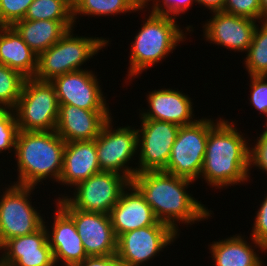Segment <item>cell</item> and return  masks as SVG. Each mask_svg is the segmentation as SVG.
Masks as SVG:
<instances>
[{
  "instance_id": "cell-22",
  "label": "cell",
  "mask_w": 267,
  "mask_h": 266,
  "mask_svg": "<svg viewBox=\"0 0 267 266\" xmlns=\"http://www.w3.org/2000/svg\"><path fill=\"white\" fill-rule=\"evenodd\" d=\"M252 243L247 242L241 234L233 235L227 239H222L209 244V250L215 266H264L261 257L256 253L258 251L267 252V249L252 237Z\"/></svg>"
},
{
  "instance_id": "cell-1",
  "label": "cell",
  "mask_w": 267,
  "mask_h": 266,
  "mask_svg": "<svg viewBox=\"0 0 267 266\" xmlns=\"http://www.w3.org/2000/svg\"><path fill=\"white\" fill-rule=\"evenodd\" d=\"M193 182L164 171L139 172L130 180L158 221L170 226L177 234H180V222L192 225L212 217L211 210L187 193V187Z\"/></svg>"
},
{
  "instance_id": "cell-11",
  "label": "cell",
  "mask_w": 267,
  "mask_h": 266,
  "mask_svg": "<svg viewBox=\"0 0 267 266\" xmlns=\"http://www.w3.org/2000/svg\"><path fill=\"white\" fill-rule=\"evenodd\" d=\"M137 129V173L164 171L180 126L153 119H140Z\"/></svg>"
},
{
  "instance_id": "cell-9",
  "label": "cell",
  "mask_w": 267,
  "mask_h": 266,
  "mask_svg": "<svg viewBox=\"0 0 267 266\" xmlns=\"http://www.w3.org/2000/svg\"><path fill=\"white\" fill-rule=\"evenodd\" d=\"M112 119L96 138L98 163L101 171L118 173L130 181L137 173L136 167L128 166L130 161L137 160V128L128 125L113 129Z\"/></svg>"
},
{
  "instance_id": "cell-32",
  "label": "cell",
  "mask_w": 267,
  "mask_h": 266,
  "mask_svg": "<svg viewBox=\"0 0 267 266\" xmlns=\"http://www.w3.org/2000/svg\"><path fill=\"white\" fill-rule=\"evenodd\" d=\"M150 1H153L151 13L165 15L175 19H177V16L189 10L192 4H197L196 0H143V6L147 8Z\"/></svg>"
},
{
  "instance_id": "cell-15",
  "label": "cell",
  "mask_w": 267,
  "mask_h": 266,
  "mask_svg": "<svg viewBox=\"0 0 267 266\" xmlns=\"http://www.w3.org/2000/svg\"><path fill=\"white\" fill-rule=\"evenodd\" d=\"M259 21L236 16L223 11L213 12L212 18L203 25L204 37L218 46L247 52Z\"/></svg>"
},
{
  "instance_id": "cell-8",
  "label": "cell",
  "mask_w": 267,
  "mask_h": 266,
  "mask_svg": "<svg viewBox=\"0 0 267 266\" xmlns=\"http://www.w3.org/2000/svg\"><path fill=\"white\" fill-rule=\"evenodd\" d=\"M4 189L0 196V247L11 238L36 232L45 220L29 197L35 187L11 184Z\"/></svg>"
},
{
  "instance_id": "cell-19",
  "label": "cell",
  "mask_w": 267,
  "mask_h": 266,
  "mask_svg": "<svg viewBox=\"0 0 267 266\" xmlns=\"http://www.w3.org/2000/svg\"><path fill=\"white\" fill-rule=\"evenodd\" d=\"M146 96L149 109L140 110V119L166 121L178 126L189 125L196 121L193 119L195 115L191 98L178 89H155L149 91Z\"/></svg>"
},
{
  "instance_id": "cell-23",
  "label": "cell",
  "mask_w": 267,
  "mask_h": 266,
  "mask_svg": "<svg viewBox=\"0 0 267 266\" xmlns=\"http://www.w3.org/2000/svg\"><path fill=\"white\" fill-rule=\"evenodd\" d=\"M74 20H26L16 21L12 27L31 50L39 56L57 43L69 30L74 28Z\"/></svg>"
},
{
  "instance_id": "cell-31",
  "label": "cell",
  "mask_w": 267,
  "mask_h": 266,
  "mask_svg": "<svg viewBox=\"0 0 267 266\" xmlns=\"http://www.w3.org/2000/svg\"><path fill=\"white\" fill-rule=\"evenodd\" d=\"M222 11L262 22L260 0H225Z\"/></svg>"
},
{
  "instance_id": "cell-36",
  "label": "cell",
  "mask_w": 267,
  "mask_h": 266,
  "mask_svg": "<svg viewBox=\"0 0 267 266\" xmlns=\"http://www.w3.org/2000/svg\"><path fill=\"white\" fill-rule=\"evenodd\" d=\"M76 266H124L117 254L109 256H88Z\"/></svg>"
},
{
  "instance_id": "cell-30",
  "label": "cell",
  "mask_w": 267,
  "mask_h": 266,
  "mask_svg": "<svg viewBox=\"0 0 267 266\" xmlns=\"http://www.w3.org/2000/svg\"><path fill=\"white\" fill-rule=\"evenodd\" d=\"M34 0H0V26H12L22 20Z\"/></svg>"
},
{
  "instance_id": "cell-34",
  "label": "cell",
  "mask_w": 267,
  "mask_h": 266,
  "mask_svg": "<svg viewBox=\"0 0 267 266\" xmlns=\"http://www.w3.org/2000/svg\"><path fill=\"white\" fill-rule=\"evenodd\" d=\"M264 126L265 130L259 134L255 145L250 148L249 165L250 169L255 166L258 170L267 172V125Z\"/></svg>"
},
{
  "instance_id": "cell-29",
  "label": "cell",
  "mask_w": 267,
  "mask_h": 266,
  "mask_svg": "<svg viewBox=\"0 0 267 266\" xmlns=\"http://www.w3.org/2000/svg\"><path fill=\"white\" fill-rule=\"evenodd\" d=\"M18 131L14 109L0 108V153L15 151Z\"/></svg>"
},
{
  "instance_id": "cell-33",
  "label": "cell",
  "mask_w": 267,
  "mask_h": 266,
  "mask_svg": "<svg viewBox=\"0 0 267 266\" xmlns=\"http://www.w3.org/2000/svg\"><path fill=\"white\" fill-rule=\"evenodd\" d=\"M250 105L267 116V76H250ZM264 125H267V121Z\"/></svg>"
},
{
  "instance_id": "cell-38",
  "label": "cell",
  "mask_w": 267,
  "mask_h": 266,
  "mask_svg": "<svg viewBox=\"0 0 267 266\" xmlns=\"http://www.w3.org/2000/svg\"><path fill=\"white\" fill-rule=\"evenodd\" d=\"M262 21L267 20V0H260Z\"/></svg>"
},
{
  "instance_id": "cell-3",
  "label": "cell",
  "mask_w": 267,
  "mask_h": 266,
  "mask_svg": "<svg viewBox=\"0 0 267 266\" xmlns=\"http://www.w3.org/2000/svg\"><path fill=\"white\" fill-rule=\"evenodd\" d=\"M66 142L56 131H18L14 156L17 178L13 184L36 187L51 178L59 182Z\"/></svg>"
},
{
  "instance_id": "cell-25",
  "label": "cell",
  "mask_w": 267,
  "mask_h": 266,
  "mask_svg": "<svg viewBox=\"0 0 267 266\" xmlns=\"http://www.w3.org/2000/svg\"><path fill=\"white\" fill-rule=\"evenodd\" d=\"M73 20L76 22L77 15L109 16L116 14L135 13L144 11L143 0H72Z\"/></svg>"
},
{
  "instance_id": "cell-14",
  "label": "cell",
  "mask_w": 267,
  "mask_h": 266,
  "mask_svg": "<svg viewBox=\"0 0 267 266\" xmlns=\"http://www.w3.org/2000/svg\"><path fill=\"white\" fill-rule=\"evenodd\" d=\"M50 83L54 86L59 104L86 110H110L98 78L90 69L63 74Z\"/></svg>"
},
{
  "instance_id": "cell-4",
  "label": "cell",
  "mask_w": 267,
  "mask_h": 266,
  "mask_svg": "<svg viewBox=\"0 0 267 266\" xmlns=\"http://www.w3.org/2000/svg\"><path fill=\"white\" fill-rule=\"evenodd\" d=\"M149 14L131 42L127 75L130 81L173 53L179 42L185 41L186 32L193 31V26L188 25L184 33L175 18Z\"/></svg>"
},
{
  "instance_id": "cell-5",
  "label": "cell",
  "mask_w": 267,
  "mask_h": 266,
  "mask_svg": "<svg viewBox=\"0 0 267 266\" xmlns=\"http://www.w3.org/2000/svg\"><path fill=\"white\" fill-rule=\"evenodd\" d=\"M73 31V28L69 29L57 43L38 56L34 79L50 82L63 74L84 70L81 66L110 42L109 38L75 36Z\"/></svg>"
},
{
  "instance_id": "cell-35",
  "label": "cell",
  "mask_w": 267,
  "mask_h": 266,
  "mask_svg": "<svg viewBox=\"0 0 267 266\" xmlns=\"http://www.w3.org/2000/svg\"><path fill=\"white\" fill-rule=\"evenodd\" d=\"M259 206L250 236L267 249V194Z\"/></svg>"
},
{
  "instance_id": "cell-6",
  "label": "cell",
  "mask_w": 267,
  "mask_h": 266,
  "mask_svg": "<svg viewBox=\"0 0 267 266\" xmlns=\"http://www.w3.org/2000/svg\"><path fill=\"white\" fill-rule=\"evenodd\" d=\"M14 112L19 131H54L59 115L54 86L26 78Z\"/></svg>"
},
{
  "instance_id": "cell-10",
  "label": "cell",
  "mask_w": 267,
  "mask_h": 266,
  "mask_svg": "<svg viewBox=\"0 0 267 266\" xmlns=\"http://www.w3.org/2000/svg\"><path fill=\"white\" fill-rule=\"evenodd\" d=\"M130 181L118 173L101 171L91 175L74 187L73 196L60 195L73 208L87 211L110 213Z\"/></svg>"
},
{
  "instance_id": "cell-27",
  "label": "cell",
  "mask_w": 267,
  "mask_h": 266,
  "mask_svg": "<svg viewBox=\"0 0 267 266\" xmlns=\"http://www.w3.org/2000/svg\"><path fill=\"white\" fill-rule=\"evenodd\" d=\"M26 20H73L72 0H34L25 14Z\"/></svg>"
},
{
  "instance_id": "cell-17",
  "label": "cell",
  "mask_w": 267,
  "mask_h": 266,
  "mask_svg": "<svg viewBox=\"0 0 267 266\" xmlns=\"http://www.w3.org/2000/svg\"><path fill=\"white\" fill-rule=\"evenodd\" d=\"M110 110H86L59 104L56 133L66 142L94 140L113 117Z\"/></svg>"
},
{
  "instance_id": "cell-7",
  "label": "cell",
  "mask_w": 267,
  "mask_h": 266,
  "mask_svg": "<svg viewBox=\"0 0 267 266\" xmlns=\"http://www.w3.org/2000/svg\"><path fill=\"white\" fill-rule=\"evenodd\" d=\"M215 121V123H214ZM219 119L196 118L189 125L180 126L164 172L196 181L204 163L209 130Z\"/></svg>"
},
{
  "instance_id": "cell-18",
  "label": "cell",
  "mask_w": 267,
  "mask_h": 266,
  "mask_svg": "<svg viewBox=\"0 0 267 266\" xmlns=\"http://www.w3.org/2000/svg\"><path fill=\"white\" fill-rule=\"evenodd\" d=\"M53 223L47 227L48 242L53 253L55 265L76 266L88 257L73 219L57 204ZM51 229V230H50ZM50 230V231H49Z\"/></svg>"
},
{
  "instance_id": "cell-16",
  "label": "cell",
  "mask_w": 267,
  "mask_h": 266,
  "mask_svg": "<svg viewBox=\"0 0 267 266\" xmlns=\"http://www.w3.org/2000/svg\"><path fill=\"white\" fill-rule=\"evenodd\" d=\"M0 251V266H56L45 225L32 234L7 240Z\"/></svg>"
},
{
  "instance_id": "cell-20",
  "label": "cell",
  "mask_w": 267,
  "mask_h": 266,
  "mask_svg": "<svg viewBox=\"0 0 267 266\" xmlns=\"http://www.w3.org/2000/svg\"><path fill=\"white\" fill-rule=\"evenodd\" d=\"M109 216L116 237L159 222L150 205L131 184L122 192Z\"/></svg>"
},
{
  "instance_id": "cell-12",
  "label": "cell",
  "mask_w": 267,
  "mask_h": 266,
  "mask_svg": "<svg viewBox=\"0 0 267 266\" xmlns=\"http://www.w3.org/2000/svg\"><path fill=\"white\" fill-rule=\"evenodd\" d=\"M179 236L170 226L158 222L155 225L135 229L117 237L116 254L124 266H145L159 256L166 246Z\"/></svg>"
},
{
  "instance_id": "cell-37",
  "label": "cell",
  "mask_w": 267,
  "mask_h": 266,
  "mask_svg": "<svg viewBox=\"0 0 267 266\" xmlns=\"http://www.w3.org/2000/svg\"><path fill=\"white\" fill-rule=\"evenodd\" d=\"M199 5L211 10L210 12L222 11L225 0H196Z\"/></svg>"
},
{
  "instance_id": "cell-13",
  "label": "cell",
  "mask_w": 267,
  "mask_h": 266,
  "mask_svg": "<svg viewBox=\"0 0 267 266\" xmlns=\"http://www.w3.org/2000/svg\"><path fill=\"white\" fill-rule=\"evenodd\" d=\"M55 202L73 219L88 256L116 254L117 237L108 214L73 208L63 197Z\"/></svg>"
},
{
  "instance_id": "cell-24",
  "label": "cell",
  "mask_w": 267,
  "mask_h": 266,
  "mask_svg": "<svg viewBox=\"0 0 267 266\" xmlns=\"http://www.w3.org/2000/svg\"><path fill=\"white\" fill-rule=\"evenodd\" d=\"M38 56L12 26H0V64L34 78Z\"/></svg>"
},
{
  "instance_id": "cell-26",
  "label": "cell",
  "mask_w": 267,
  "mask_h": 266,
  "mask_svg": "<svg viewBox=\"0 0 267 266\" xmlns=\"http://www.w3.org/2000/svg\"><path fill=\"white\" fill-rule=\"evenodd\" d=\"M257 24L244 64L248 76H267V20Z\"/></svg>"
},
{
  "instance_id": "cell-2",
  "label": "cell",
  "mask_w": 267,
  "mask_h": 266,
  "mask_svg": "<svg viewBox=\"0 0 267 266\" xmlns=\"http://www.w3.org/2000/svg\"><path fill=\"white\" fill-rule=\"evenodd\" d=\"M231 122L220 117L208 133L200 177L215 189L244 184L250 178L249 151L252 145L236 129L234 121Z\"/></svg>"
},
{
  "instance_id": "cell-28",
  "label": "cell",
  "mask_w": 267,
  "mask_h": 266,
  "mask_svg": "<svg viewBox=\"0 0 267 266\" xmlns=\"http://www.w3.org/2000/svg\"><path fill=\"white\" fill-rule=\"evenodd\" d=\"M25 79L20 72L0 64V108L16 107Z\"/></svg>"
},
{
  "instance_id": "cell-21",
  "label": "cell",
  "mask_w": 267,
  "mask_h": 266,
  "mask_svg": "<svg viewBox=\"0 0 267 266\" xmlns=\"http://www.w3.org/2000/svg\"><path fill=\"white\" fill-rule=\"evenodd\" d=\"M101 172L97 152L96 139L72 141L66 143L63 153V167L58 183L75 187L91 175Z\"/></svg>"
}]
</instances>
